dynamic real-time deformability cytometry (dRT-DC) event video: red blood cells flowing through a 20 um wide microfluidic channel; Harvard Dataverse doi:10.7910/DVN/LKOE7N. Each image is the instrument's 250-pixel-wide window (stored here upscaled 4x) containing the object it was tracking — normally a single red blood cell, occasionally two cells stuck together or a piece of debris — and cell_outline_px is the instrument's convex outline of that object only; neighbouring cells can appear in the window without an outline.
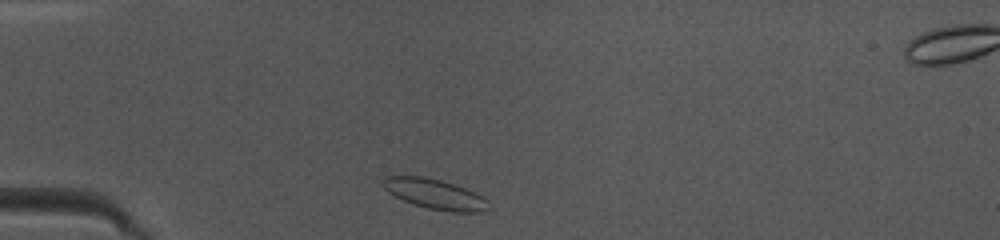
{"species": "common noctule bat (a hibernating species)", "species_latin": "Nyctalus noctula", "temperature_condition": "warm", "stored_images_in_passage": 37, "camera_frame_rate_fps": 3000, "um_per_image_px": 0.085, "animal": {"sex": "female", "body_mass_g": 10.0, "forearm_length_mm": 53.1}, "frame": {"image": 1, "passage_image": 2, "time_ms": 0.333, "image_size_px": [1000, 240], "cell_outline_px": [[484, 212], [452, 212], [428, 208], [404, 200], [388, 192], [380, 184], [380, 180], [384, 176], [420, 176], [440, 180], [464, 188], [480, 196], [484, 200]], "centroid_in_image_um": [36.83, 16.47], "position_along_channel_um": 48.2, "area_um2": 17.86}}
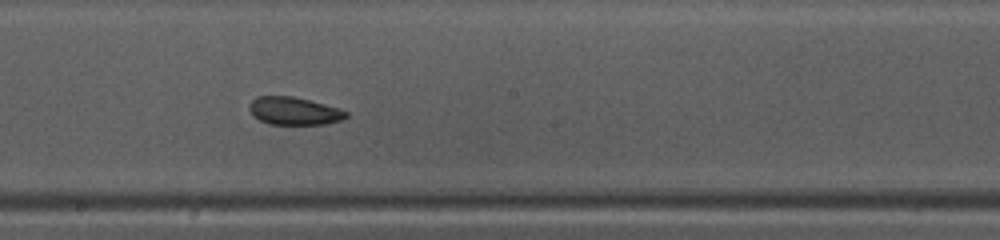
{"frame": {"image": 2, "passage_image": 16, "time_ms": 5.0, "image_size_px": [1000, 240], "cell_outline_px": [[348, 116], [340, 120], [328, 124], [268, 124], [252, 116], [248, 108], [248, 104], [256, 96], [292, 96], [340, 108], [348, 112]], "centroid_in_image_um": [24.97, 9.43], "position_along_channel_um": 223.2, "area_um2": 15.78}}
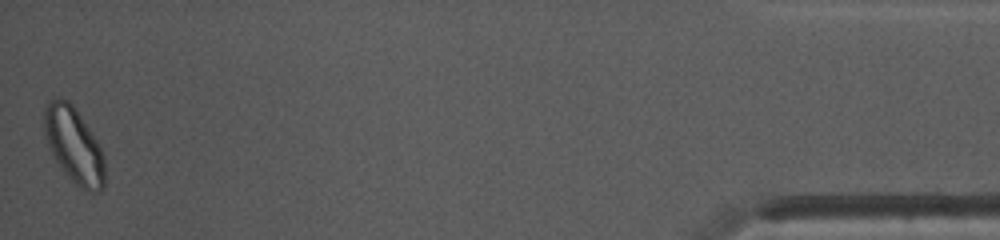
{"frame": {"image": 3, "passage_image": 37, "time_ms": 12.0, "image_size_px": [1000, 240], "cell_outline_px": [[104, 188], [100, 192], [92, 192], [76, 184], [68, 176], [56, 160], [48, 144], [44, 132], [44, 108], [52, 100], [68, 100], [76, 108], [96, 140], [104, 156]], "centroid_in_image_um": [6.3, 12.36], "position_along_channel_um": 428.9, "area_um2": 26.01}}